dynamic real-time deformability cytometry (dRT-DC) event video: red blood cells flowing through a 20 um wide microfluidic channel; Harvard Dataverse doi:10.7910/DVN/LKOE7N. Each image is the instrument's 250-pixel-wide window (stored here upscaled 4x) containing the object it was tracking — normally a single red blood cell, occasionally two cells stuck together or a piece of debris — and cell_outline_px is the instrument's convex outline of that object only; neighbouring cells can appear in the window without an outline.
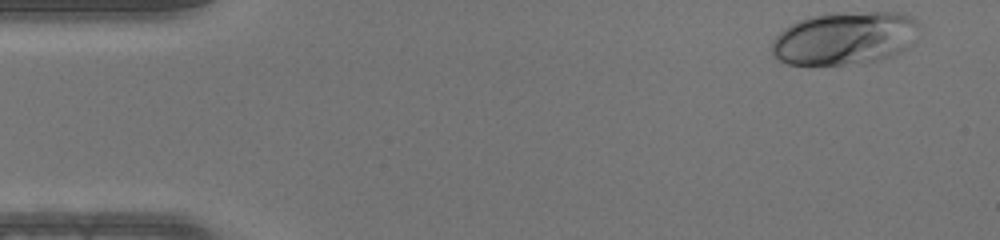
{"species": "human", "species_latin": "Homo sapiens", "temperature_condition": "warm", "stored_images_in_passage": 44, "camera_frame_rate_fps": 3000, "um_per_image_px": 0.085, "donor": {"sex": "male"}, "frame": {"image": 1, "passage_image": 1, "time_ms": 0.0, "image_size_px": [1000, 240], "cell_outline_px": [[920, 28], [916, 44], [892, 56], [876, 60], [844, 64], [788, 64], [772, 56], [772, 40], [784, 28], [808, 16], [832, 12], [900, 12], [916, 20], [920, 24]], "centroid_in_image_um": [71.86, 3.22], "position_along_channel_um": 13.1, "area_um2": 46.01}}
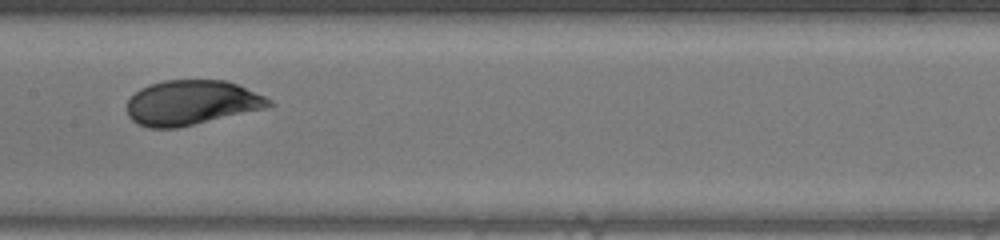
{"frame": {"image": 2, "passage_image": 21, "time_ms": 6.667, "image_size_px": [1000, 240], "cell_outline_px": [[276, 104], [268, 108], [176, 128], [148, 128], [136, 124], [128, 116], [128, 100], [140, 88], [148, 84], [164, 80], [228, 80], [264, 96], [272, 100]], "centroid_in_image_um": [16.29, 8.73], "position_along_channel_um": 191.1, "area_um2": 37.22}}
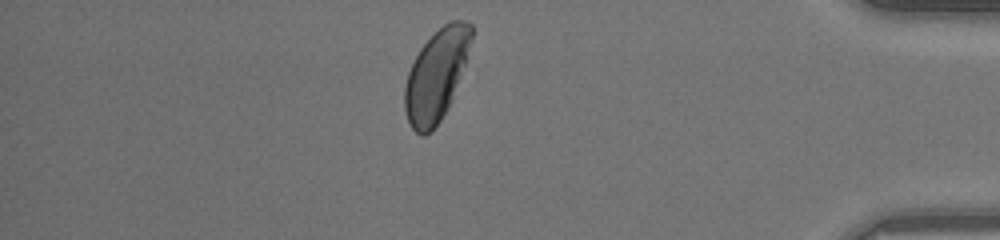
{"frame": {"image": 3, "passage_image": 38, "time_ms": 12.333, "image_size_px": [1000, 240], "cell_outline_px": [[472, 36], [464, 64], [452, 100], [440, 120], [432, 132], [424, 136], [420, 136], [412, 128], [408, 120], [404, 108], [404, 88], [408, 72], [420, 48], [444, 24], [452, 20], [468, 20], [472, 24]], "centroid_in_image_um": [37.07, 6.42], "position_along_channel_um": 398.1, "area_um2": 35.03}}